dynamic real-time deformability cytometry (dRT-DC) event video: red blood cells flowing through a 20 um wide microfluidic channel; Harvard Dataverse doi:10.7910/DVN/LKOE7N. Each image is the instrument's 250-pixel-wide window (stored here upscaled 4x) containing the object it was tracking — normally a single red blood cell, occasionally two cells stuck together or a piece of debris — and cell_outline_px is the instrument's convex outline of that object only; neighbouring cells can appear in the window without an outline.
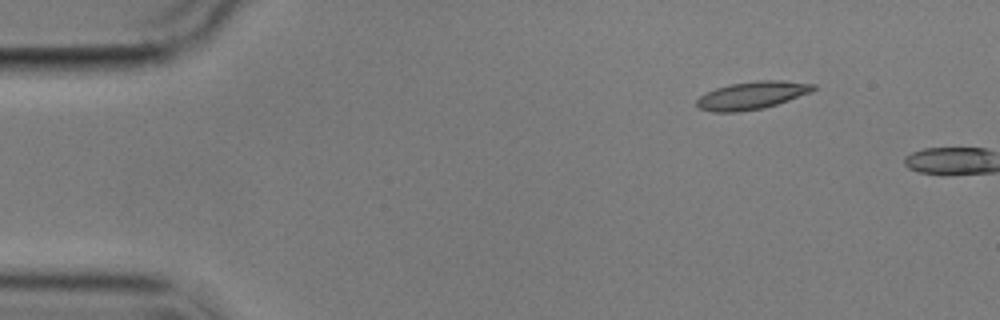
{"species": "common noctule bat (a hibernating species)", "species_latin": "Nyctalus noctula", "temperature_condition": "cold", "stored_images_in_passage": 2, "camera_frame_rate_fps": 3000, "um_per_image_px": 0.085, "animal": {"sex": "male", "body_mass_g": 17.9}, "frame": {"image": 1, "passage_image": 1, "time_ms": 0.0, "image_size_px": [1000, 320], "cell_outline_px": [[816, 88], [812, 92], [764, 108], [736, 112], [712, 112], [700, 108], [696, 104], [696, 100], [700, 96], [716, 88], [732, 84], [760, 80], [780, 80], [816, 84]], "centroid_in_image_um": [63.94, 8.1], "position_along_channel_um": 21.1, "area_um2": 18.67}}